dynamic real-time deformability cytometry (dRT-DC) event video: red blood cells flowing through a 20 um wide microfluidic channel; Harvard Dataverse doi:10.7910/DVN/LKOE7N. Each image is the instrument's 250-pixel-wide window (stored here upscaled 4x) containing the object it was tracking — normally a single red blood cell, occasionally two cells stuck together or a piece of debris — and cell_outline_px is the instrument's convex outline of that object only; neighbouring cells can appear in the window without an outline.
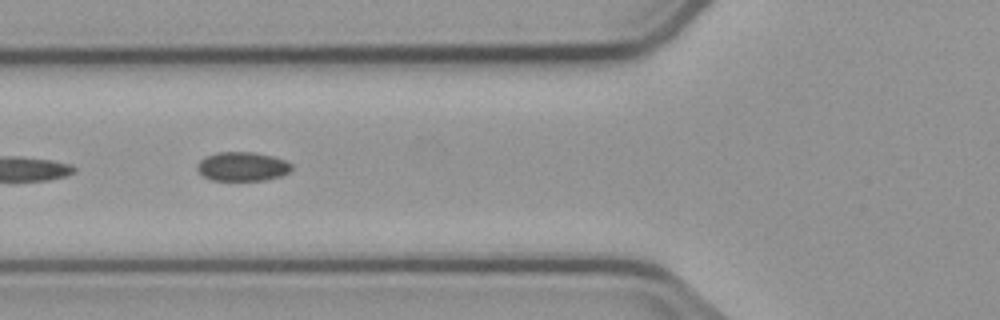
{"species": "common noctule bat (a hibernating species)", "species_latin": "Nyctalus noctula", "temperature_condition": "cold", "stored_images_in_passage": 2, "camera_frame_rate_fps": 3000, "um_per_image_px": 0.085, "animal": {"sex": "male", "body_mass_g": 23.1, "forearm_length_mm": 52.7}, "frame": {"image": 1, "passage_image": 2, "time_ms": 1.0, "image_size_px": [1000, 320], "cell_outline_px": [[292, 168], [288, 172], [280, 176], [264, 180], [212, 180], [204, 176], [196, 168], [196, 164], [204, 156], [220, 152], [256, 152], [272, 156], [284, 160], [292, 164]], "centroid_in_image_um": [20.58, 14.14], "position_along_channel_um": 105.2, "area_um2": 15.95}}